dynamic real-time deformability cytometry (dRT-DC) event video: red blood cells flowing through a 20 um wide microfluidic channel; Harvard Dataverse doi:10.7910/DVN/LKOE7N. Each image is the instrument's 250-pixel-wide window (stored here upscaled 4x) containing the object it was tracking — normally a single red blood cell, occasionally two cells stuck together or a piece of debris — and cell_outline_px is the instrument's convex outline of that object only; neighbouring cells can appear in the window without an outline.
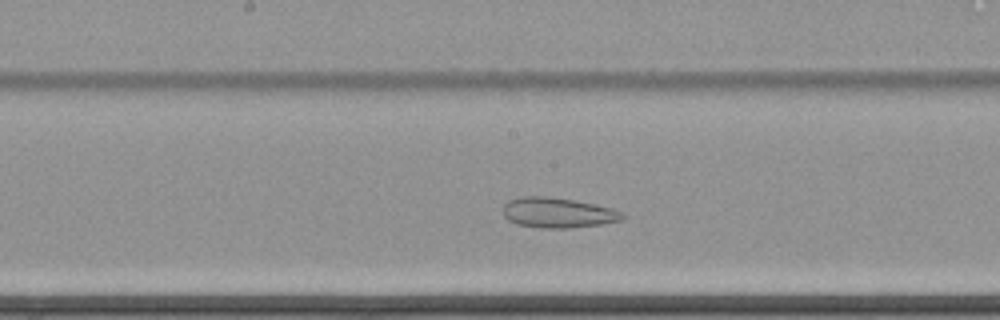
{"species": "common noctule bat (a hibernating species)", "species_latin": "Nyctalus noctula", "temperature_condition": "cold", "stored_images_in_passage": 55, "camera_frame_rate_fps": 3000, "um_per_image_px": 0.085, "animal": {"sex": "female", "body_mass_g": 22.7, "forearm_length_mm": 54.2}, "frame": {"image": 1, "passage_image": 27, "time_ms": 8.667, "image_size_px": [1000, 320], "cell_outline_px": [[624, 220], [600, 224], [572, 228], [540, 228], [516, 224], [508, 220], [504, 216], [504, 204], [508, 200], [520, 196], [548, 196], [576, 200], [612, 208], [620, 212], [624, 216]], "centroid_in_image_um": [47.39, 18.08], "position_along_channel_um": 200.8, "area_um2": 21.15}}
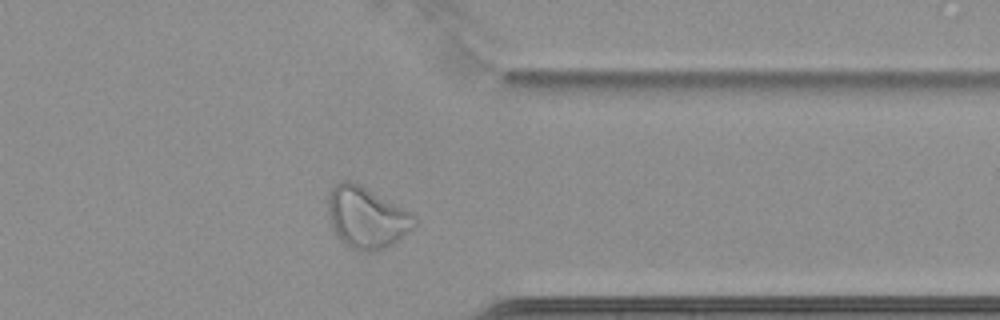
{"frame": {"image": 2, "passage_image": 43, "time_ms": 14.0, "image_size_px": [1000, 320], "cell_outline_px": [[416, 228], [392, 244], [384, 248], [372, 252], [368, 252], [352, 248], [344, 244], [336, 236], [328, 212], [328, 192], [340, 180], [352, 180], [416, 216]], "centroid_in_image_um": [31.15, 18.5], "position_along_channel_um": 380.2, "area_um2": 30.75}}
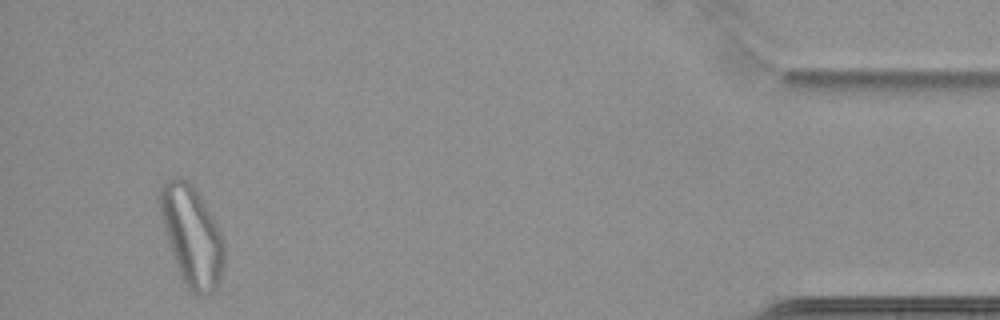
{"frame": {"image": 3, "passage_image": 52, "time_ms": 17.0, "image_size_px": [1000, 320], "cell_outline_px": [[224, 268], [220, 280], [216, 288], [212, 292], [204, 296], [200, 296], [192, 292], [184, 284], [180, 276], [168, 240], [160, 212], [160, 184], [164, 180], [172, 176], [180, 176], [192, 184], [216, 224], [220, 232], [224, 244]], "centroid_in_image_um": [16.31, 20.06], "position_along_channel_um": 418.9, "area_um2": 37.05}}